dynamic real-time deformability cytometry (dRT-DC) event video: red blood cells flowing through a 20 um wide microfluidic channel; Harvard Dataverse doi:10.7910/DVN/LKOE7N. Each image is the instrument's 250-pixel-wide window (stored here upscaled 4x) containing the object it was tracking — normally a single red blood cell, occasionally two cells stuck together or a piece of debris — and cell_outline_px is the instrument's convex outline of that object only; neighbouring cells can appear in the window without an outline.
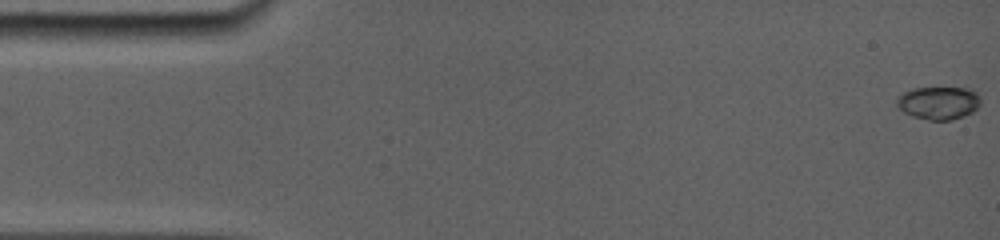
{"species": "common noctule bat (a hibernating species)", "species_latin": "Nyctalus noctula", "temperature_condition": "room temperature", "stored_images_in_passage": 59, "camera_frame_rate_fps": 5000, "um_per_image_px": 0.085, "animal": {"sex": "female", "body_mass_g": 19.0, "forearm_length_mm": 56.7}, "frame": {"image": 1, "passage_image": 1, "time_ms": 0.0, "image_size_px": [1000, 240], "cell_outline_px": [[980, 104], [976, 108], [960, 116], [948, 120], [932, 120], [916, 116], [904, 112], [896, 104], [896, 100], [904, 92], [912, 88], [972, 88], [980, 96]], "centroid_in_image_um": [79.78, 8.71], "position_along_channel_um": 5.2, "area_um2": 15.66}}
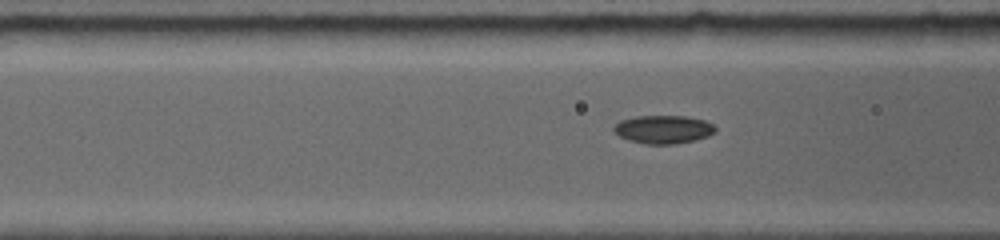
{"frame": {"image": 2, "passage_image": 34, "time_ms": 6.2, "image_size_px": [1000, 240], "cell_outline_px": [[716, 128], [712, 132], [704, 136], [692, 140], [672, 144], [648, 144], [632, 140], [620, 136], [612, 128], [620, 120], [636, 116], [684, 116], [704, 120], [712, 124]], "centroid_in_image_um": [56.34, 10.98], "position_along_channel_um": 110.3, "area_um2": 16.18}}
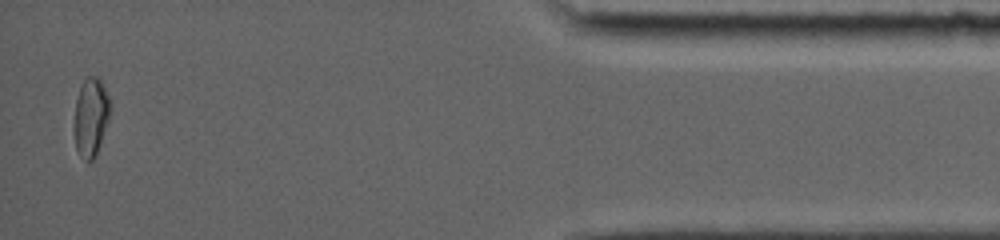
{"frame": {"image": 3, "passage_image": 58, "time_ms": 16.0, "image_size_px": [1000, 240], "cell_outline_px": [[108, 120], [96, 152], [92, 160], [88, 164], [80, 156], [76, 148], [72, 132], [72, 124], [76, 100], [80, 84], [88, 76], [96, 76], [100, 80], [108, 96]], "centroid_in_image_um": [7.64, 9.97], "position_along_channel_um": 427.6, "area_um2": 16.42}, "authors_computed_cell_mechanics": {"area_um2": 15.8372, "velocity_mm_per_s": 3.831, "shape_relaxation_time_tau1_ms": null, "shape_relaxation_time_tau2_ms": 1.9155, "deformation_change_tau1": null, "deformation_change_tau2": 0.0419}}